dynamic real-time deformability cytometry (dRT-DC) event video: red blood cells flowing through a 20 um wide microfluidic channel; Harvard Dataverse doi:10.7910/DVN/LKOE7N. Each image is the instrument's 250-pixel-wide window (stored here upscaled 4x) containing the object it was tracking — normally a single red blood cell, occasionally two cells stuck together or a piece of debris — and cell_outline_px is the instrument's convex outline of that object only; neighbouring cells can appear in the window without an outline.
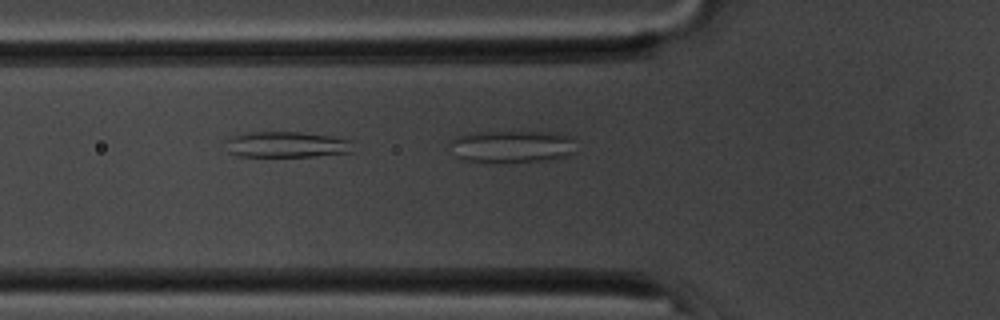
{"species": "common noctule bat (a hibernating species)", "species_latin": "Nyctalus noctula", "temperature_condition": "room temperature", "stored_images_in_passage": 17, "camera_frame_rate_fps": 3000, "um_per_image_px": 0.085, "animal": {"sex": "male", "body_mass_g": 20.1, "forearm_length_mm": 53.5}, "frame": {"image": 1, "passage_image": 17, "time_ms": 5.333, "image_size_px": [1000, 320], "cell_outline_px": [[576, 140], [572, 152], [556, 160], [460, 160], [456, 156], [448, 144], [448, 140], [456, 136], [476, 132], [556, 132], [576, 136]], "centroid_in_image_um": [43.54, 12.4], "position_along_channel_um": 82.3, "area_um2": 23.47}}